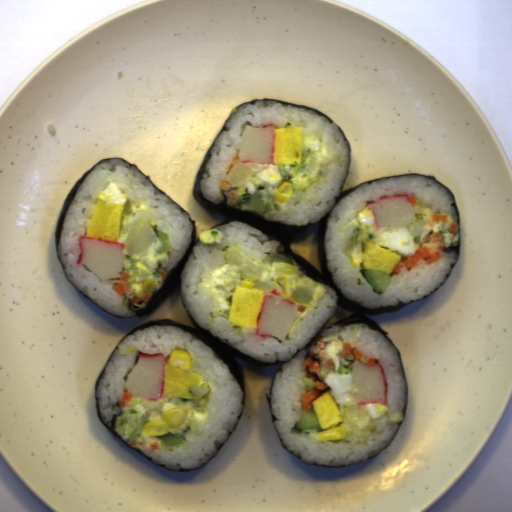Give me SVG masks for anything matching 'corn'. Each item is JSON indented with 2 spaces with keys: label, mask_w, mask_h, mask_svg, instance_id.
<instances>
[{
  "label": "corn",
  "mask_w": 512,
  "mask_h": 512,
  "mask_svg": "<svg viewBox=\"0 0 512 512\" xmlns=\"http://www.w3.org/2000/svg\"><path fill=\"white\" fill-rule=\"evenodd\" d=\"M142 284V288H143V292H149V293H154L156 292V289H157V279H145L144 281L141 282Z\"/></svg>",
  "instance_id": "corn-5"
},
{
  "label": "corn",
  "mask_w": 512,
  "mask_h": 512,
  "mask_svg": "<svg viewBox=\"0 0 512 512\" xmlns=\"http://www.w3.org/2000/svg\"><path fill=\"white\" fill-rule=\"evenodd\" d=\"M169 366L176 367L182 370H191L192 356L187 350L174 349L168 357Z\"/></svg>",
  "instance_id": "corn-2"
},
{
  "label": "corn",
  "mask_w": 512,
  "mask_h": 512,
  "mask_svg": "<svg viewBox=\"0 0 512 512\" xmlns=\"http://www.w3.org/2000/svg\"><path fill=\"white\" fill-rule=\"evenodd\" d=\"M293 195V184L288 181H283L279 186H277L274 191L272 198L276 200L279 204H285L290 201Z\"/></svg>",
  "instance_id": "corn-4"
},
{
  "label": "corn",
  "mask_w": 512,
  "mask_h": 512,
  "mask_svg": "<svg viewBox=\"0 0 512 512\" xmlns=\"http://www.w3.org/2000/svg\"><path fill=\"white\" fill-rule=\"evenodd\" d=\"M187 416L188 410L186 406L181 405L169 409L164 413L162 419L147 421L142 425V431L148 437L169 434L170 429H175L184 424Z\"/></svg>",
  "instance_id": "corn-1"
},
{
  "label": "corn",
  "mask_w": 512,
  "mask_h": 512,
  "mask_svg": "<svg viewBox=\"0 0 512 512\" xmlns=\"http://www.w3.org/2000/svg\"><path fill=\"white\" fill-rule=\"evenodd\" d=\"M312 435L321 441H342L346 439L347 433L344 427L328 428L322 431L311 432Z\"/></svg>",
  "instance_id": "corn-3"
}]
</instances>
